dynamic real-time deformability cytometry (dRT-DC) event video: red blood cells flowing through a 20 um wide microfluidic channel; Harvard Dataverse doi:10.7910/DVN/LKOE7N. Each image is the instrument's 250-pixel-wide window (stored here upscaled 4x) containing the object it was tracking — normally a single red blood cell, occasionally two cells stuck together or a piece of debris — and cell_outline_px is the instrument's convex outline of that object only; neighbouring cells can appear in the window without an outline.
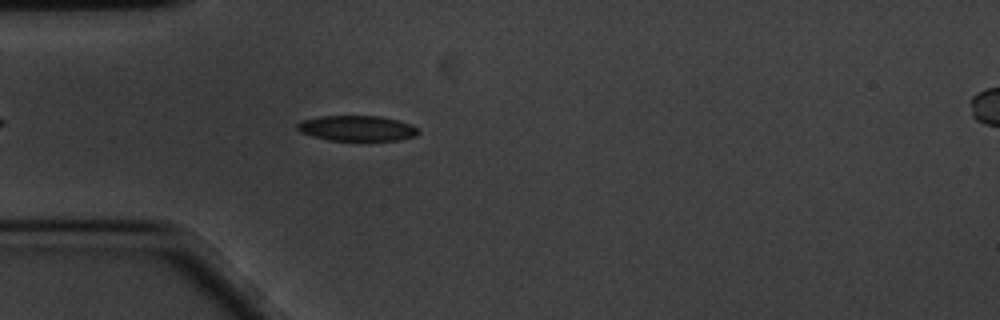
{"species": "common noctule bat (a hibernating species)", "species_latin": "Nyctalus noctula", "temperature_condition": "cold", "stored_images_in_passage": 33, "camera_frame_rate_fps": 3000, "um_per_image_px": 0.085, "animal": {"sex": "male", "body_mass_g": 20.1, "forearm_length_mm": 53.5}, "frame": {"image": 1, "passage_image": 7, "time_ms": 2.0, "image_size_px": [1000, 320], "cell_outline_px": [[420, 132], [416, 136], [400, 140], [328, 140], [312, 136], [300, 132], [296, 128], [296, 124], [300, 120], [320, 116], [380, 116], [412, 124]], "centroid_in_image_um": [30.32, 10.9], "position_along_channel_um": 54.7, "area_um2": 17.98}}
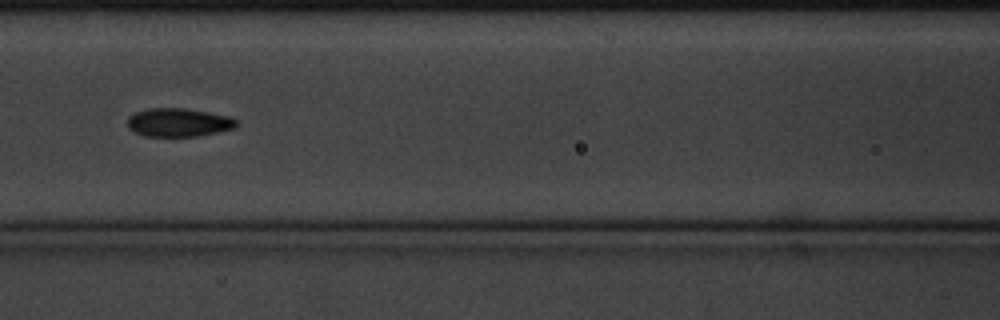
{"frame": {"image": 2, "passage_image": 16, "time_ms": 5.0, "image_size_px": [1000, 320], "cell_outline_px": [[236, 128], [196, 136], [144, 136], [128, 128], [128, 116], [136, 112], [148, 108], [184, 108], [208, 112], [228, 116], [236, 120]], "centroid_in_image_um": [15.15, 10.4], "position_along_channel_um": 151.4, "area_um2": 17.92}}
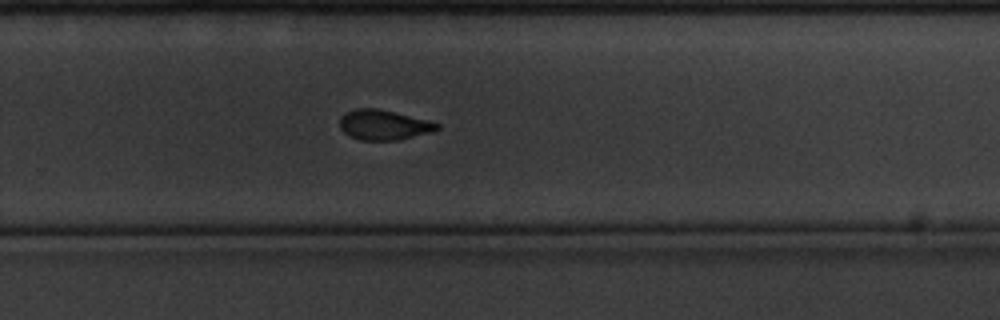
{"frame": {"image": 3, "passage_image": 29, "time_ms": 9.333, "image_size_px": [1000, 320], "cell_outline_px": [[440, 128], [432, 132], [400, 140], [360, 140], [348, 136], [340, 128], [340, 116], [356, 108], [376, 108], [428, 120], [440, 124]], "centroid_in_image_um": [32.62, 10.63], "position_along_channel_um": 297.2, "area_um2": 17.05}}